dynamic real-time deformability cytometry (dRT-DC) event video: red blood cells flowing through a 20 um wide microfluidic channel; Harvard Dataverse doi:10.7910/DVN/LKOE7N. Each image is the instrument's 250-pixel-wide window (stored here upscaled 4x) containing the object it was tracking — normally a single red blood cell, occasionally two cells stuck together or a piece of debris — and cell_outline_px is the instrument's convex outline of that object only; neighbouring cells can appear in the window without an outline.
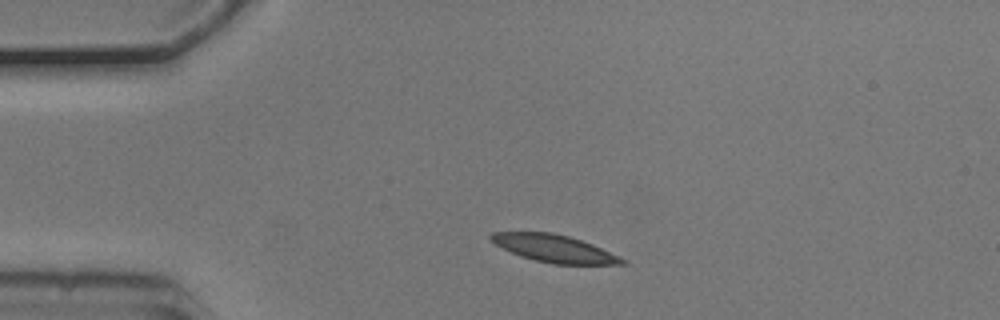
{"species": "common noctule bat (a hibernating species)", "species_latin": "Nyctalus noctula", "temperature_condition": "cold", "stored_images_in_passage": 2, "camera_frame_rate_fps": 3000, "um_per_image_px": 0.085, "animal": {"sex": "male", "body_mass_g": 20.5, "forearm_length_mm": 52.5}, "frame": {"image": 1, "passage_image": 1, "time_ms": 0.0, "image_size_px": [1000, 320], "cell_outline_px": [[628, 264], [552, 264], [520, 256], [496, 244], [488, 236], [492, 232], [552, 232], [568, 236], [592, 244], [628, 260]], "centroid_in_image_um": [47.14, 21.12], "position_along_channel_um": 37.9, "area_um2": 20.75}}